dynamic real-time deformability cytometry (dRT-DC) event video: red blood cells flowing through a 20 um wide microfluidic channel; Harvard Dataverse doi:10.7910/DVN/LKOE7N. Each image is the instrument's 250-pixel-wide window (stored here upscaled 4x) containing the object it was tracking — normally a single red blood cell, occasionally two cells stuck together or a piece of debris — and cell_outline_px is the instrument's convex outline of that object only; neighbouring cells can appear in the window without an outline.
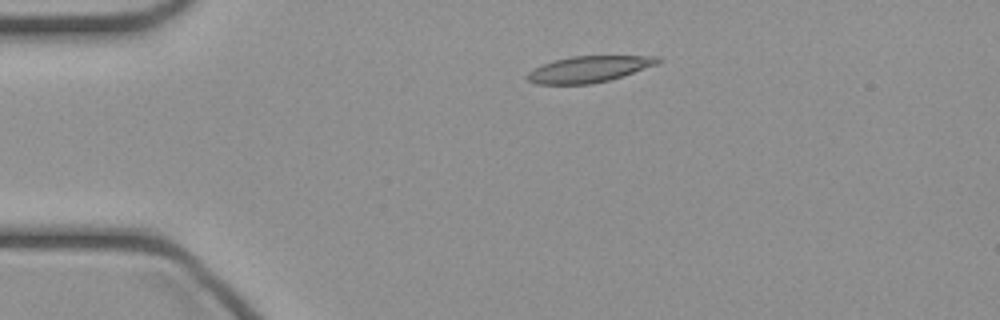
{"species": "common noctule bat (a hibernating species)", "species_latin": "Nyctalus noctula", "temperature_condition": "cold", "stored_images_in_passage": 38, "camera_frame_rate_fps": 3000, "um_per_image_px": 0.085, "animal": {"sex": "female", "body_mass_g": 21.9}, "frame": {"image": 1, "passage_image": 1, "time_ms": 0.0, "image_size_px": [1000, 320], "cell_outline_px": [[664, 60], [656, 64], [624, 76], [592, 84], [536, 84], [528, 80], [528, 72], [544, 64], [556, 60], [572, 56], [660, 56]], "centroid_in_image_um": [50.11, 5.88], "position_along_channel_um": 34.9, "area_um2": 19.77}}
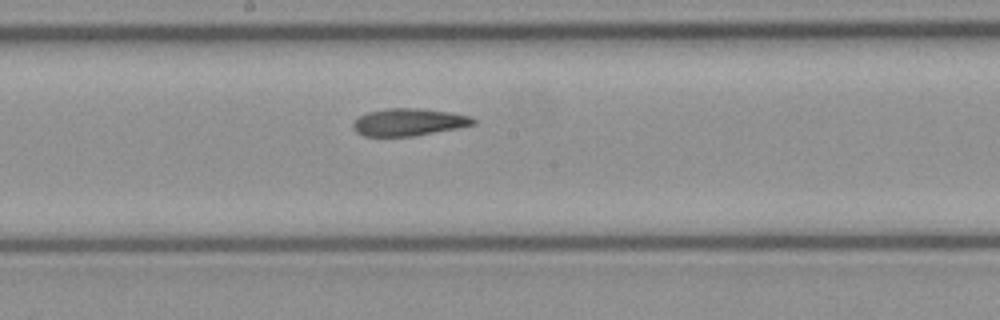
{"frame": {"image": 2, "passage_image": 16, "time_ms": 5.0, "image_size_px": [1000, 320], "cell_outline_px": [[476, 124], [456, 128], [412, 136], [364, 136], [356, 132], [352, 128], [352, 124], [360, 116], [368, 112], [388, 108], [420, 108], [448, 112], [472, 116], [476, 120]], "centroid_in_image_um": [34.74, 10.38], "position_along_channel_um": 213.5, "area_um2": 19.02}}
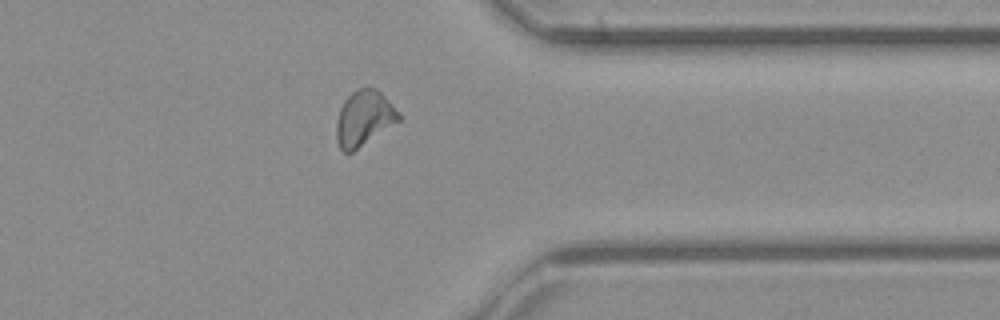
{"frame": {"image": 3, "passage_image": 28, "time_ms": 9.0, "image_size_px": [1000, 320], "cell_outline_px": [[400, 120], [352, 152], [344, 152], [340, 148], [336, 140], [336, 124], [340, 108], [344, 100], [356, 88], [364, 84], [368, 84], [376, 88], [400, 112]], "centroid_in_image_um": [30.93, 10.0], "position_along_channel_um": 380.5, "area_um2": 20.23}}